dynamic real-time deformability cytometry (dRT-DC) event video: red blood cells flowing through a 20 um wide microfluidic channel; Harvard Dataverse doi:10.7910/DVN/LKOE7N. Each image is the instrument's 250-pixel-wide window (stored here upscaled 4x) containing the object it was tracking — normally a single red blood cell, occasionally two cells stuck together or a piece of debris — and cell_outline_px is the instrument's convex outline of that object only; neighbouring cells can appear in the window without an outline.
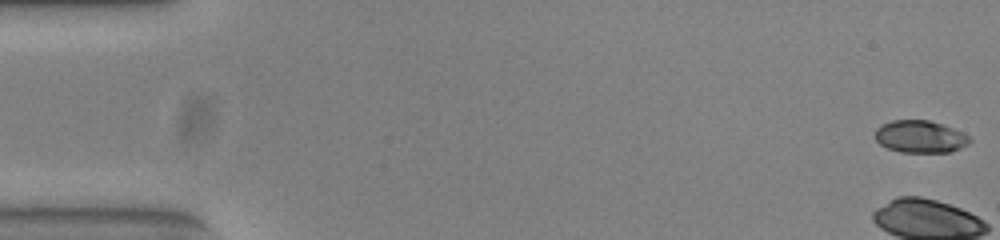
{"species": "common noctule bat (a hibernating species)", "species_latin": "Nyctalus noctula", "temperature_condition": "warm", "stored_images_in_passage": 54, "camera_frame_rate_fps": 3000, "um_per_image_px": 0.085, "animal": {"sex": "female", "body_mass_g": 23.0, "forearm_length_mm": 53.4}, "frame": {"image": 1, "passage_image": 1, "time_ms": 0.0, "image_size_px": [1000, 240], "cell_outline_px": [[972, 140], [968, 144], [952, 152], [900, 152], [888, 148], [880, 144], [876, 140], [876, 128], [880, 124], [892, 120], [928, 120], [964, 132]], "centroid_in_image_um": [78.22, 11.61], "position_along_channel_um": 6.8, "area_um2": 17.8}}